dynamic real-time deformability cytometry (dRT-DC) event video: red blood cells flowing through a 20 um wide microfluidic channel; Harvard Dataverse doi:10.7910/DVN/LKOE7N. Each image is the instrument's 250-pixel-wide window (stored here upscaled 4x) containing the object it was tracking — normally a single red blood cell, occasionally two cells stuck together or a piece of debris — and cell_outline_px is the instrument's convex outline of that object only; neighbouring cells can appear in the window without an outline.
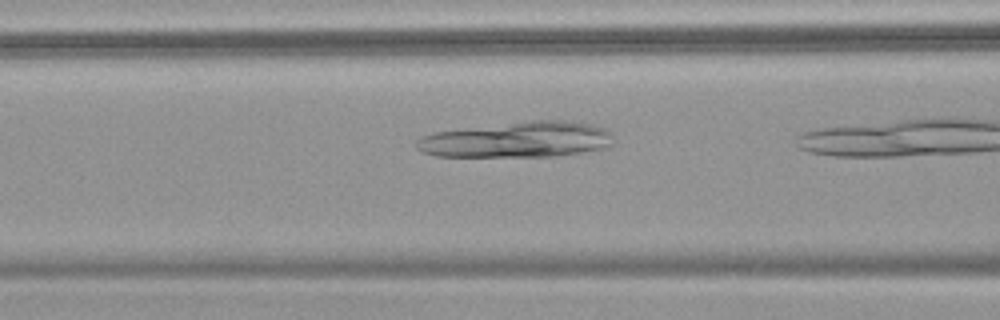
{"species": "common noctule bat (a hibernating species)", "species_latin": "Nyctalus noctula", "temperature_condition": "warm", "stored_images_in_passage": 7, "camera_frame_rate_fps": 3000, "um_per_image_px": 0.085, "animal": {"sex": "female", "body_mass_g": 18.4}, "frame": {"image": 1, "passage_image": 6, "time_ms": 1.667, "image_size_px": [1000, 320], "cell_outline_px": [[612, 144], [600, 148], [580, 152], [552, 156], [436, 156], [420, 152], [416, 148], [416, 140], [420, 136], [432, 132], [464, 128], [532, 120], [564, 120], [592, 124], [604, 128], [612, 132]], "centroid_in_image_um": [43.91, 11.86], "position_along_channel_um": 122.7, "area_um2": 40.92}}